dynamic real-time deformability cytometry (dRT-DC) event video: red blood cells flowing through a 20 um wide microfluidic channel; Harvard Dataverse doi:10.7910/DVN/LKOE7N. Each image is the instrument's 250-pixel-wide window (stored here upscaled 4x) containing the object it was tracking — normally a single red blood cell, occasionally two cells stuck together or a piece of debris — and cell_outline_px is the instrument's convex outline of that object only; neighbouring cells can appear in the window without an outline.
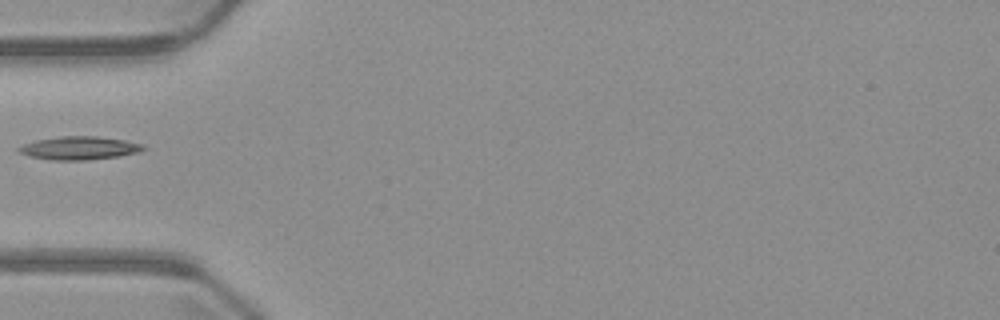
{"species": "common noctule bat (a hibernating species)", "species_latin": "Nyctalus noctula", "temperature_condition": "warm", "stored_images_in_passage": 1, "camera_frame_rate_fps": 3000, "um_per_image_px": 0.085, "animal": {"sex": "male", "body_mass_g": 23.1, "forearm_length_mm": 52.7}, "frame": {"image": 1, "passage_image": 1, "time_ms": 0.0, "image_size_px": [1000, 320], "cell_outline_px": [[148, 148], [136, 152], [120, 156], [84, 160], [52, 160], [28, 156], [20, 152], [16, 148], [24, 144], [36, 140], [60, 136], [96, 136], [124, 140], [144, 144]], "centroid_in_image_um": [6.74, 12.58], "position_along_channel_um": 78.3, "area_um2": 16.82}}